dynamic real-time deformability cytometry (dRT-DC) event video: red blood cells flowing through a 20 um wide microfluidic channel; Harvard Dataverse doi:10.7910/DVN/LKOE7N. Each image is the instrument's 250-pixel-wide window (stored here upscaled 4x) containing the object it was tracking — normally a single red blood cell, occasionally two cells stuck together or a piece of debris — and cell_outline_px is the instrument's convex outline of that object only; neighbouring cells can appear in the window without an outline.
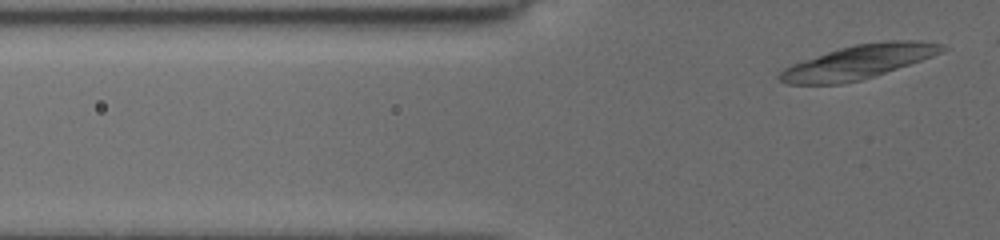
{"species": "common noctule bat (a hibernating species)", "species_latin": "Nyctalus noctula", "temperature_condition": "cold", "stored_images_in_passage": 5, "segment_of_instrument_passage": [2, 2], "camera_frame_rate_fps": 3000, "um_per_image_px": 0.085, "animal": {"sex": "female", "body_mass_g": 19.5, "forearm_length_mm": 54.1}, "frame": {"image": 1, "passage_image": 5, "time_ms": 4.333, "image_size_px": [1000, 240], "cell_outline_px": [[948, 48], [932, 56], [860, 80], [840, 84], [788, 84], [780, 80], [776, 76], [784, 68], [792, 64], [852, 44], [892, 40], [916, 40], [940, 44]], "centroid_in_image_um": [72.93, 5.26], "position_along_channel_um": 52.9, "area_um2": 31.39}}